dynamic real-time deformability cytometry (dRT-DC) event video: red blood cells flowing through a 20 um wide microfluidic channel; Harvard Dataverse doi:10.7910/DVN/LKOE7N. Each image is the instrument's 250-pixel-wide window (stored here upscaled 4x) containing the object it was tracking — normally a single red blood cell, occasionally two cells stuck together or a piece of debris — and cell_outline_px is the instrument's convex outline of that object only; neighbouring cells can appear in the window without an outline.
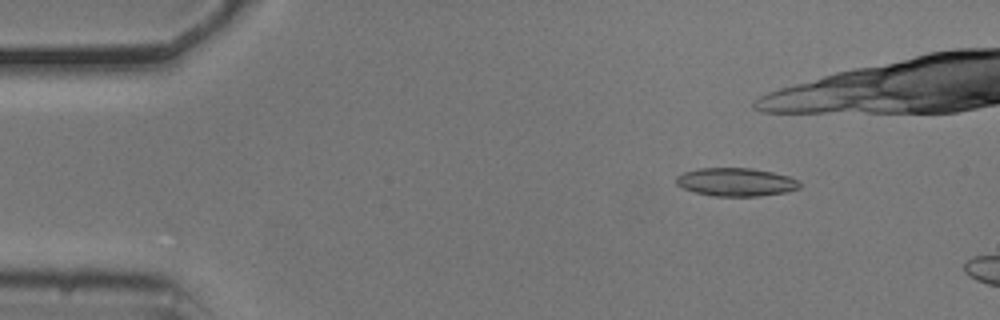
{"species": "common noctule bat (a hibernating species)", "species_latin": "Nyctalus noctula", "temperature_condition": "cold", "stored_images_in_passage": 12, "camera_frame_rate_fps": 3000, "um_per_image_px": 0.085, "animal": {"sex": "male", "body_mass_g": 20.5, "forearm_length_mm": 52.5}, "frame": {"image": 1, "passage_image": 7, "time_ms": 2.0, "image_size_px": [1000, 320], "cell_outline_px": [[800, 188], [788, 192], [760, 196], [712, 196], [696, 192], [684, 188], [676, 184], [676, 176], [684, 172], [700, 168], [752, 168], [772, 172], [788, 176], [800, 180]], "centroid_in_image_um": [62.59, 15.47], "position_along_channel_um": 22.4, "area_um2": 20.4}}